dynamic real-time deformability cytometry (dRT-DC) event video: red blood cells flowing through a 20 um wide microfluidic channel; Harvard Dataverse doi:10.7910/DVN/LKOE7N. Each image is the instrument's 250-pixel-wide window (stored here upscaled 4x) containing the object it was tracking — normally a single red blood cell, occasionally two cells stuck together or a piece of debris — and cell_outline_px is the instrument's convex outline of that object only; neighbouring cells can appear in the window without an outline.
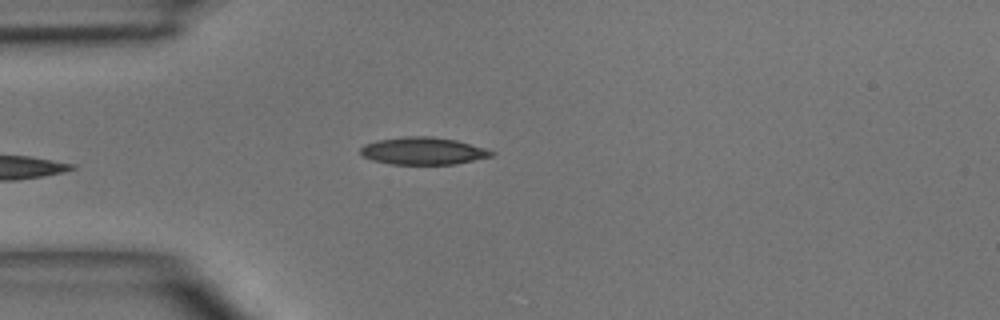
{"species": "common noctule bat (a hibernating species)", "species_latin": "Nyctalus noctula", "temperature_condition": "room temperature", "stored_images_in_passage": 5, "camera_frame_rate_fps": 3000, "um_per_image_px": 0.085, "animal": {"sex": "male", "body_mass_g": 15.6}, "frame": {"image": 1, "passage_image": 5, "time_ms": 5.333, "image_size_px": [1000, 320], "cell_outline_px": [[496, 152], [492, 156], [456, 164], [392, 164], [372, 160], [364, 156], [360, 152], [360, 148], [364, 144], [376, 140], [404, 136], [432, 136], [456, 140], [488, 148]], "centroid_in_image_um": [35.99, 12.82], "position_along_channel_um": 49.0, "area_um2": 21.04}}